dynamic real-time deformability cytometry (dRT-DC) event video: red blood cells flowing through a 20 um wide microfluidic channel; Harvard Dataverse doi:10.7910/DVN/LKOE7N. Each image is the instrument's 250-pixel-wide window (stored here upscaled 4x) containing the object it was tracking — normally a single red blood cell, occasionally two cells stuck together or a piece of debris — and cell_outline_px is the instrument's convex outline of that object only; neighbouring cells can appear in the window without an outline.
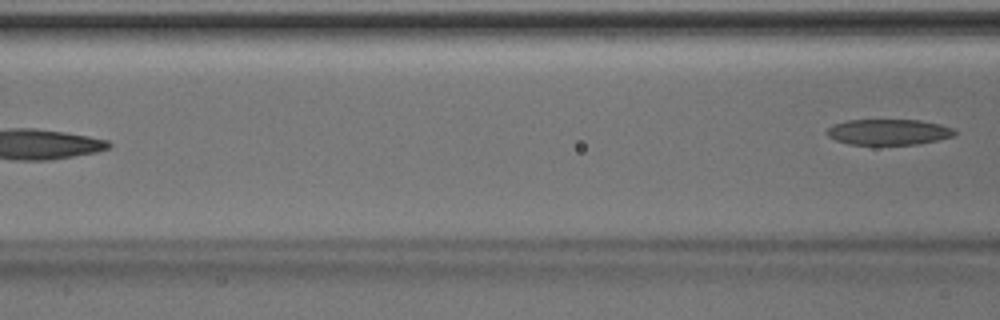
{"species": "Egyptian fruit bat (a non-hibernating species)", "species_latin": "Rousettus aegyptiacus", "temperature_condition": "room temperature", "stored_images_in_passage": 6, "camera_frame_rate_fps": 3000, "um_per_image_px": 0.085, "animal": {"sex": "male"}, "frame": {"image": 1, "passage_image": 6, "time_ms": 1.667, "image_size_px": [1000, 320], "cell_outline_px": [[956, 132], [952, 136], [920, 144], [848, 144], [836, 140], [828, 136], [824, 132], [832, 124], [848, 120], [920, 120], [940, 124], [952, 128]], "centroid_in_image_um": [75.48, 11.21], "position_along_channel_um": 91.1, "area_um2": 19.07}}